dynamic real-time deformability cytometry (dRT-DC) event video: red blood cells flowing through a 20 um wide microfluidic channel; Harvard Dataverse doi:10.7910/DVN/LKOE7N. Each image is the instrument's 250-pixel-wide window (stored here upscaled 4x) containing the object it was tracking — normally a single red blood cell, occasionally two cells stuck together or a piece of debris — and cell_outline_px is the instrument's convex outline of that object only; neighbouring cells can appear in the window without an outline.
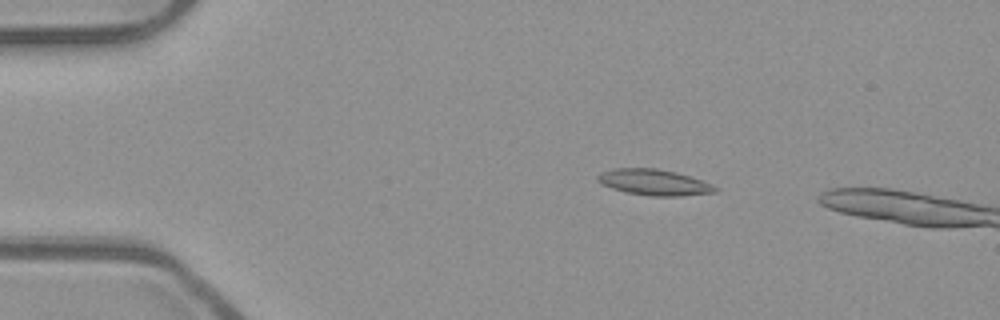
{"species": "common noctule bat (a hibernating species)", "species_latin": "Nyctalus noctula", "temperature_condition": "room temperature", "stored_images_in_passage": 15, "camera_frame_rate_fps": 3000, "um_per_image_px": 0.085, "animal": {"sex": "male", "body_mass_g": 23.1, "forearm_length_mm": 52.7}, "frame": {"image": 1, "passage_image": 9, "time_ms": 2.667, "image_size_px": [1000, 320], "cell_outline_px": [[720, 188], [716, 192], [680, 196], [652, 196], [624, 192], [600, 184], [596, 180], [596, 176], [600, 172], [612, 168], [656, 168], [676, 172], [712, 184]], "centroid_in_image_um": [55.55, 15.49], "position_along_channel_um": 29.5, "area_um2": 17.92}}